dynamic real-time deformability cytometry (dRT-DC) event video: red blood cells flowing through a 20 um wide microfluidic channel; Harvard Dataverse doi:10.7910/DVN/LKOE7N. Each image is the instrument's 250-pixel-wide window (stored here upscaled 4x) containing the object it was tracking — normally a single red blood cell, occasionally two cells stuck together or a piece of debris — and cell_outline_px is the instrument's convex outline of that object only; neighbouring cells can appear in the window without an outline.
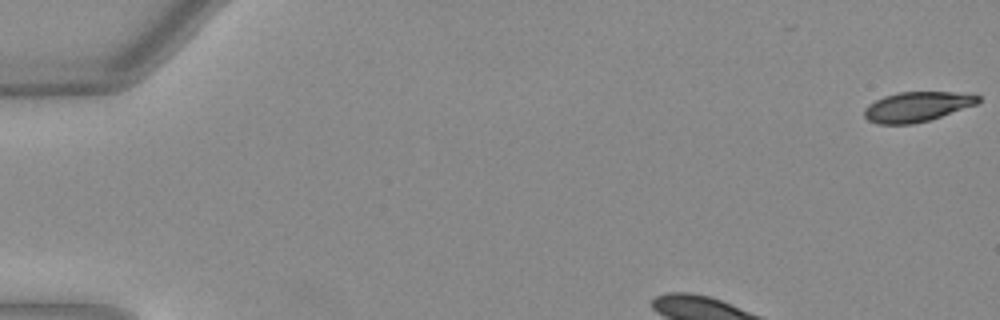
{"species": "Egyptian fruit bat (a non-hibernating species)", "species_latin": "Rousettus aegyptiacus", "temperature_condition": "warm", "stored_images_in_passage": 37, "camera_frame_rate_fps": 3000, "um_per_image_px": 0.085, "animal": {"sex": "female"}, "frame": {"image": 1, "passage_image": 1, "time_ms": 0.0, "image_size_px": [1000, 320], "cell_outline_px": [[980, 100], [976, 104], [928, 120], [912, 124], [880, 124], [868, 120], [864, 116], [864, 108], [868, 104], [884, 96], [900, 92], [968, 92], [980, 96]], "centroid_in_image_um": [77.94, 9.06], "position_along_channel_um": 7.1, "area_um2": 19.71}}
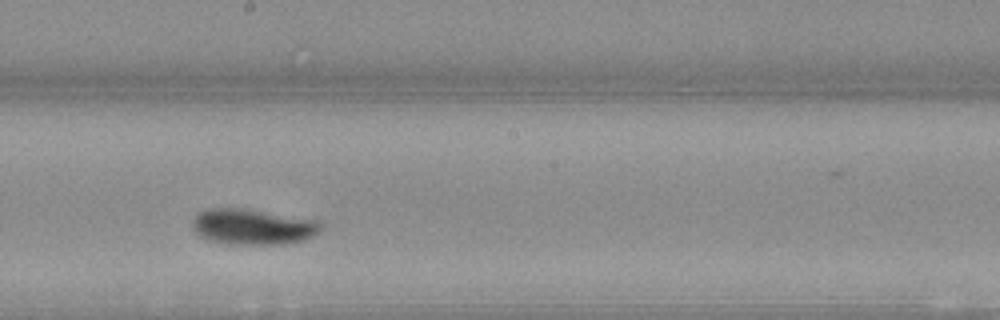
{"frame": {"image": 2, "passage_image": 23, "time_ms": 7.333, "image_size_px": [1000, 320], "cell_outline_px": [[320, 232], [304, 240], [288, 244], [228, 244], [208, 240], [200, 236], [192, 228], [192, 220], [200, 212], [208, 208], [244, 208], [316, 220], [320, 224]], "centroid_in_image_um": [21.46, 19.28], "position_along_channel_um": 226.7, "area_um2": 26.7}}
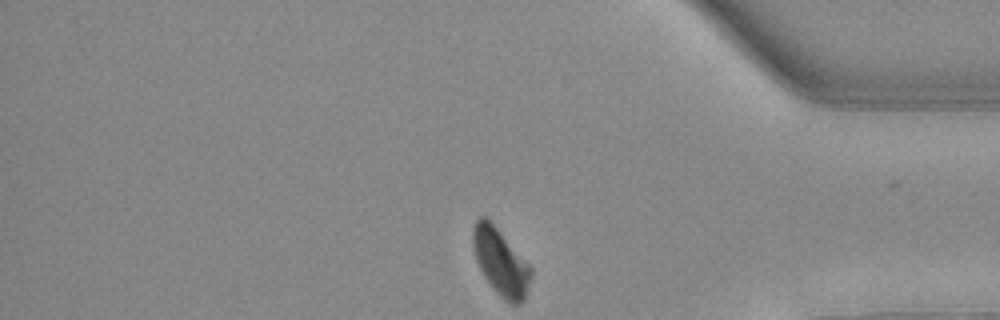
{"frame": {"image": 3, "passage_image": 37, "time_ms": 12.0, "image_size_px": [1000, 320], "cell_outline_px": [[532, 272], [524, 300], [520, 304], [512, 304], [504, 300], [492, 288], [484, 276], [476, 260], [472, 244], [472, 228], [476, 220], [480, 216], [484, 216], [500, 232], [532, 268]], "centroid_in_image_um": [42.53, 22.29], "position_along_channel_um": 392.7, "area_um2": 22.14}, "authors_computed_cell_mechanics": {"area_um2": 24.5072, "velocity_mm_per_s": 3.986, "shape_relaxation_time_tau1_ms": 2.8575, "shape_relaxation_time_tau2_ms": null, "deformation_change_tau1": 0.1379, "deformation_change_tau2": null}}